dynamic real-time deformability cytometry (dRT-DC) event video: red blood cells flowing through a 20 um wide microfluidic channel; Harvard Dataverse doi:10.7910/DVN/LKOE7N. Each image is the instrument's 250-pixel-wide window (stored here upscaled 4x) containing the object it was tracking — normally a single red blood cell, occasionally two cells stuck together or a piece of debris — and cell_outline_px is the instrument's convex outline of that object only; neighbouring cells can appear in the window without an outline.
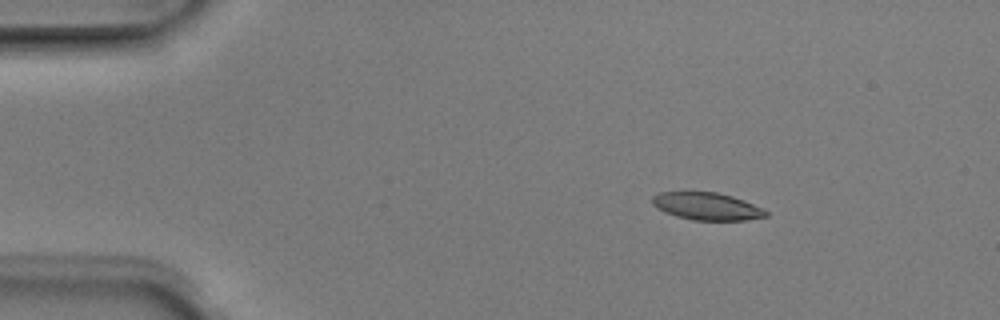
{"species": "Egyptian fruit bat (a non-hibernating species)", "species_latin": "Rousettus aegyptiacus", "temperature_condition": "room temperature", "stored_images_in_passage": 3, "camera_frame_rate_fps": 3000, "um_per_image_px": 0.085, "animal": {"sex": "male"}, "frame": {"image": 1, "passage_image": 2, "time_ms": 0.333, "image_size_px": [1000, 320], "cell_outline_px": [[768, 216], [744, 220], [692, 220], [676, 216], [664, 212], [656, 208], [652, 204], [652, 196], [660, 192], [716, 192], [732, 196], [744, 200], [768, 212]], "centroid_in_image_um": [60.04, 17.53], "position_along_channel_um": 25.0, "area_um2": 18.09}}